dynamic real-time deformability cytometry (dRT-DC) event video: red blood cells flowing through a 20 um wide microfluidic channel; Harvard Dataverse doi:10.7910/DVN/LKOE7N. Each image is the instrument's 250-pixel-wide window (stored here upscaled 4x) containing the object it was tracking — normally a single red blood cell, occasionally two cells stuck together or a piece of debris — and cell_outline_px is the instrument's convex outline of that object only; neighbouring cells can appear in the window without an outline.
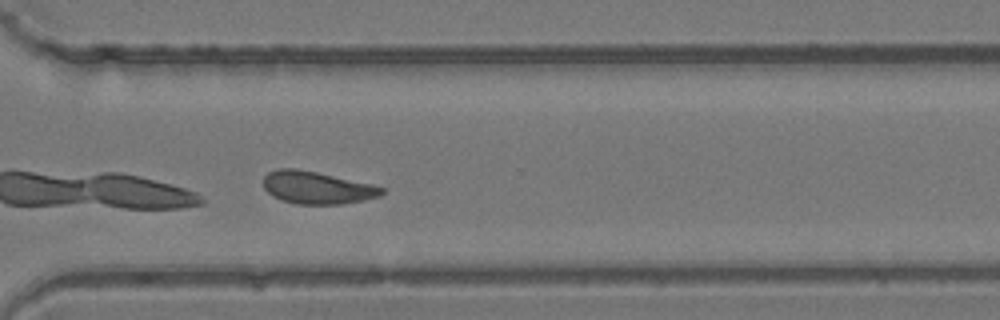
{"species": "common noctule bat (a hibernating species)", "species_latin": "Nyctalus noctula", "temperature_condition": "room temperature", "stored_images_in_passage": 37, "camera_frame_rate_fps": 3000, "um_per_image_px": 0.085, "animal": {"sex": "female", "body_mass_g": 24.6, "forearm_length_mm": 56.2}, "frame": {"image": 1, "passage_image": 27, "time_ms": 8.667, "image_size_px": [1000, 320], "cell_outline_px": [[384, 192], [380, 196], [364, 200], [340, 204], [296, 204], [280, 200], [272, 196], [264, 188], [264, 176], [268, 172], [276, 168], [296, 168], [316, 172], [372, 184], [384, 188]], "centroid_in_image_um": [26.92, 15.95], "position_along_channel_um": 343.7, "area_um2": 22.43}}